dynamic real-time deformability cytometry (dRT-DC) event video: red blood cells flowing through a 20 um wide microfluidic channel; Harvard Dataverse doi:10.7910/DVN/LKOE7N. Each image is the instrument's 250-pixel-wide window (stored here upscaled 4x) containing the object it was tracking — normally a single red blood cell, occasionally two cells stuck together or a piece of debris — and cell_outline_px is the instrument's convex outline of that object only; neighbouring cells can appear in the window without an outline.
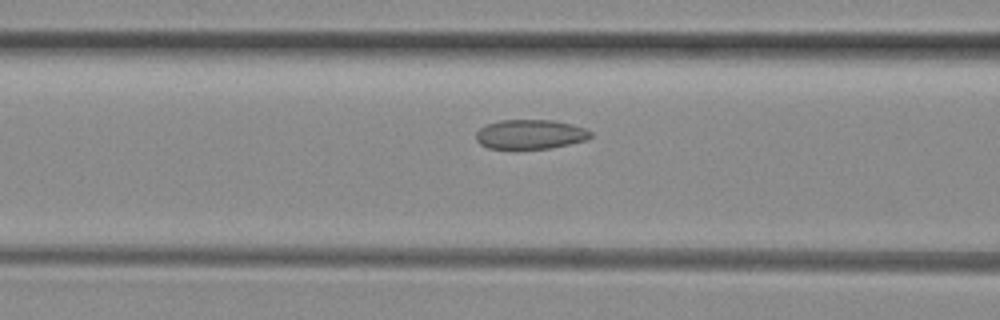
{"species": "common noctule bat (a hibernating species)", "species_latin": "Nyctalus noctula", "temperature_condition": "room temperature", "stored_images_in_passage": 15, "camera_frame_rate_fps": 3000, "um_per_image_px": 0.085, "animal": {"sex": "female", "body_mass_g": 29.2, "forearm_length_mm": 56.3}, "frame": {"image": 1, "passage_image": 13, "time_ms": 4.0, "image_size_px": [1000, 320], "cell_outline_px": [[592, 136], [588, 140], [552, 148], [488, 148], [480, 144], [476, 140], [476, 132], [480, 128], [488, 124], [500, 120], [552, 120], [584, 128], [592, 132]], "centroid_in_image_um": [45.08, 11.42], "position_along_channel_um": 121.5, "area_um2": 19.54}}